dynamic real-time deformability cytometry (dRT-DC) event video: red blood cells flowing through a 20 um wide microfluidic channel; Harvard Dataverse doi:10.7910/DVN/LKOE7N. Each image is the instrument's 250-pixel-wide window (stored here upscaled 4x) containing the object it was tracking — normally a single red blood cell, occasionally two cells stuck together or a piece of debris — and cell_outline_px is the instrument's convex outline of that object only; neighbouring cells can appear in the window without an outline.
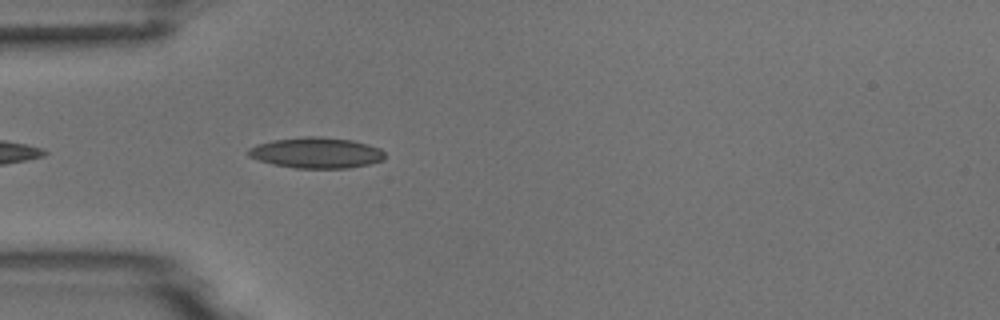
{"species": "common noctule bat (a hibernating species)", "species_latin": "Nyctalus noctula", "temperature_condition": "room temperature", "stored_images_in_passage": 5, "camera_frame_rate_fps": 3000, "um_per_image_px": 0.085, "animal": {"sex": "male", "body_mass_g": 18.8}, "frame": {"image": 1, "passage_image": 5, "time_ms": 4.667, "image_size_px": [1000, 320], "cell_outline_px": [[384, 160], [368, 164], [348, 168], [296, 168], [272, 164], [248, 156], [248, 148], [256, 144], [272, 140], [304, 136], [320, 136], [352, 140], [368, 144], [380, 148], [384, 152]], "centroid_in_image_um": [26.88, 12.98], "position_along_channel_um": 58.1, "area_um2": 24.57}}